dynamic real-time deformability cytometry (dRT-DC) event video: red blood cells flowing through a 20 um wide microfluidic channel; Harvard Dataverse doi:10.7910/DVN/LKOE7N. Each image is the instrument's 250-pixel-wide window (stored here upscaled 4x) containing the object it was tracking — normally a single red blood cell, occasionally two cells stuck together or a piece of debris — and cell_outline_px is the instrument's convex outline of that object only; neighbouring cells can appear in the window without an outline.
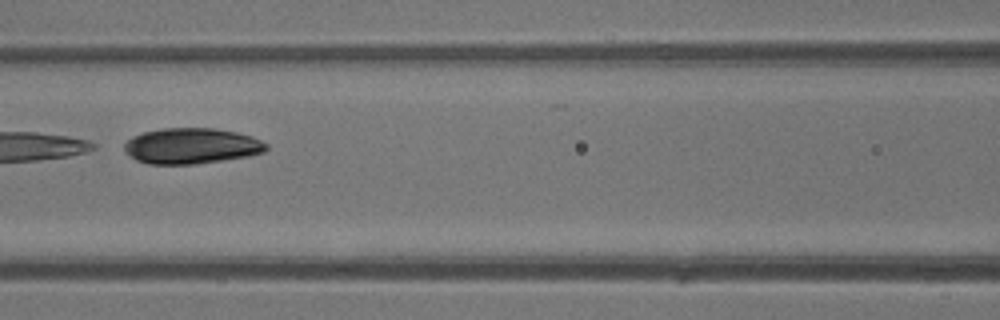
{"species": "common noctule bat (a hibernating species)", "species_latin": "Nyctalus noctula", "temperature_condition": "warm", "stored_images_in_passage": 6, "camera_frame_rate_fps": 3000, "um_per_image_px": 0.085, "animal": {"sex": "male", "body_mass_g": 13.3}, "frame": {"image": 1, "passage_image": 6, "time_ms": 6.0, "image_size_px": [1000, 320], "cell_outline_px": [[268, 148], [264, 152], [248, 156], [224, 160], [196, 164], [148, 164], [136, 160], [124, 152], [124, 144], [132, 136], [144, 132], [164, 128], [212, 128], [236, 132], [252, 136], [268, 144]], "centroid_in_image_um": [16.27, 12.41], "position_along_channel_um": 150.3, "area_um2": 29.65}}